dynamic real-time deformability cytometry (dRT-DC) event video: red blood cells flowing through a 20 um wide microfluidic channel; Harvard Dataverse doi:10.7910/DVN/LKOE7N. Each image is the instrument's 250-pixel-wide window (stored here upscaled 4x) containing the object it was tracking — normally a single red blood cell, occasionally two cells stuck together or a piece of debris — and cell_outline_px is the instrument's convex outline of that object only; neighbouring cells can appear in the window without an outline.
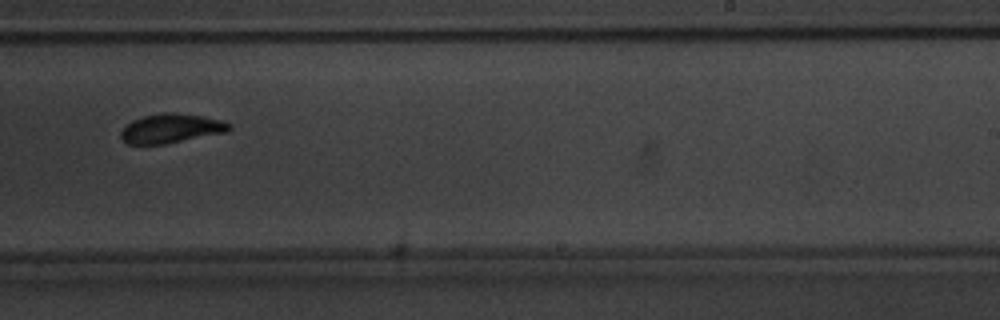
{"species": "common noctule bat (a hibernating species)", "species_latin": "Nyctalus noctula", "temperature_condition": "warm", "stored_images_in_passage": 33, "camera_frame_rate_fps": 3000, "um_per_image_px": 0.085, "animal": {"sex": "male", "body_mass_g": 20.1, "forearm_length_mm": 53.5}, "frame": {"image": 1, "passage_image": 19, "time_ms": 6.0, "image_size_px": [1000, 320], "cell_outline_px": [[232, 128], [228, 132], [164, 144], [128, 144], [120, 140], [120, 132], [132, 120], [144, 116], [164, 112], [176, 112], [200, 116], [220, 120], [232, 124]], "centroid_in_image_um": [14.54, 10.92], "position_along_channel_um": 274.5, "area_um2": 18.5}}
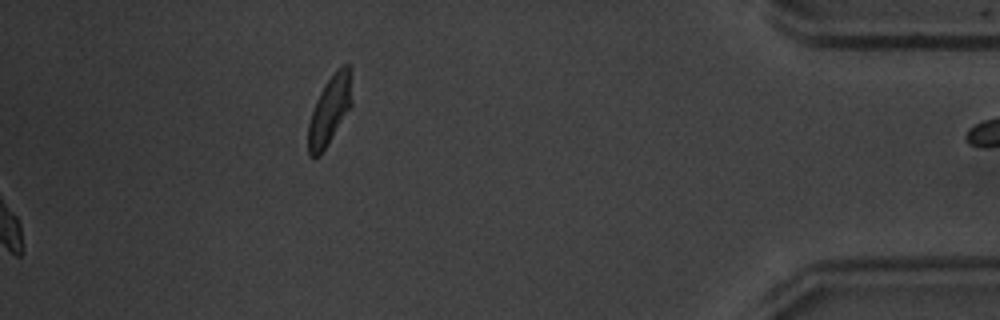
{"frame": {"image": 2, "passage_image": 33, "time_ms": 10.667, "image_size_px": [1000, 320], "cell_outline_px": [[352, 104], [320, 156], [312, 160], [308, 156], [308, 124], [316, 100], [324, 84], [344, 64], [348, 64], [352, 68]], "centroid_in_image_um": [28.02, 9.38], "position_along_channel_um": 407.2, "area_um2": 17.51}, "authors_computed_cell_mechanics": {"area_um2": 18.1492, "velocity_mm_per_s": 3.8181, "shape_relaxation_time_tau1_ms": 2.9359, "shape_relaxation_time_tau2_ms": 2.8105, "deformation_change_tau1": 0.1381, "deformation_change_tau2": 0.0898}}